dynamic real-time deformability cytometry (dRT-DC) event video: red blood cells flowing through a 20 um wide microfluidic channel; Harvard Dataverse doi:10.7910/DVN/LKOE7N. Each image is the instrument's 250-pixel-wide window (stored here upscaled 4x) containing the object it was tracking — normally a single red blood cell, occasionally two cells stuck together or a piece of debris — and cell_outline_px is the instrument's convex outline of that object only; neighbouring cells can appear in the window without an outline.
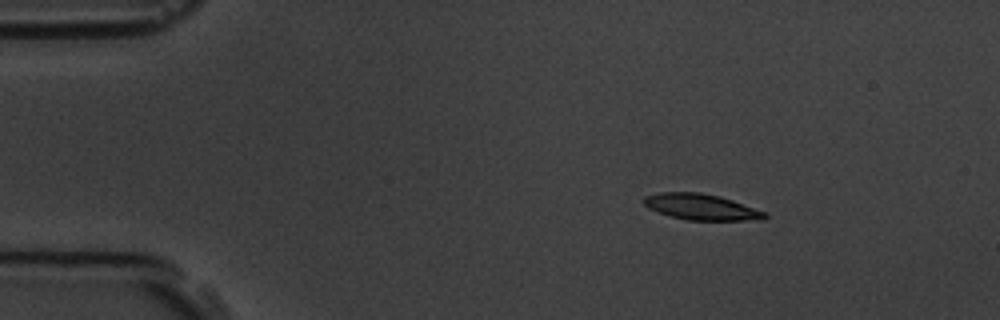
{"species": "common noctule bat (a hibernating species)", "species_latin": "Nyctalus noctula", "temperature_condition": "room temperature", "stored_images_in_passage": 3, "camera_frame_rate_fps": 3000, "um_per_image_px": 0.085, "animal": {"sex": "male", "body_mass_g": 19.5, "forearm_length_mm": 54.6}, "frame": {"image": 1, "passage_image": 1, "time_ms": 0.0, "image_size_px": [1000, 320], "cell_outline_px": [[768, 216], [764, 220], [688, 220], [672, 216], [648, 208], [644, 204], [644, 196], [660, 192], [700, 192], [720, 196], [768, 212]], "centroid_in_image_um": [59.66, 17.59], "position_along_channel_um": 25.3, "area_um2": 18.32}}